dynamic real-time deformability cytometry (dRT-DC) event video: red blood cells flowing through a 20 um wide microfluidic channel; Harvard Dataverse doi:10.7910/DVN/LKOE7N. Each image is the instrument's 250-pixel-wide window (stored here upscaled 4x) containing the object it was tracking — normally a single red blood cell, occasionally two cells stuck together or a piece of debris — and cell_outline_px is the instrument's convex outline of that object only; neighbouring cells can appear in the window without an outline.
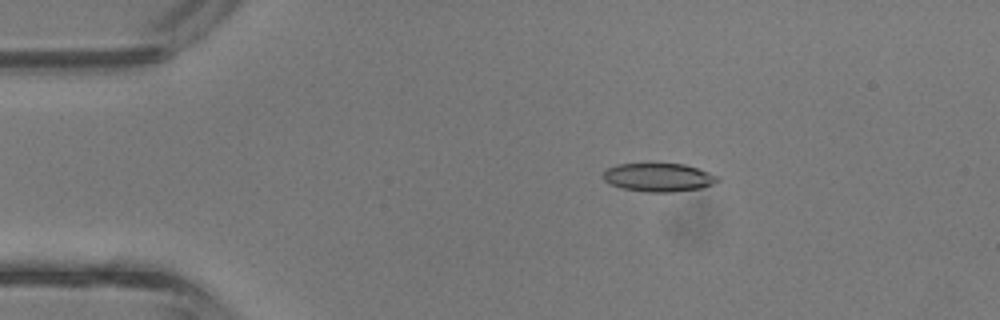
{"species": "common noctule bat (a hibernating species)", "species_latin": "Nyctalus noctula", "temperature_condition": "room temperature", "stored_images_in_passage": 4, "camera_frame_rate_fps": 3000, "um_per_image_px": 0.085, "animal": {"sex": "male", "body_mass_g": 13.3}, "frame": {"image": 1, "passage_image": 3, "time_ms": 0.667, "image_size_px": [1000, 320], "cell_outline_px": [[720, 180], [712, 184], [700, 188], [672, 192], [648, 192], [620, 188], [604, 180], [604, 172], [608, 168], [616, 164], [684, 164], [708, 172], [716, 176]], "centroid_in_image_um": [55.96, 15.08], "position_along_channel_um": 29.0, "area_um2": 18.67}}